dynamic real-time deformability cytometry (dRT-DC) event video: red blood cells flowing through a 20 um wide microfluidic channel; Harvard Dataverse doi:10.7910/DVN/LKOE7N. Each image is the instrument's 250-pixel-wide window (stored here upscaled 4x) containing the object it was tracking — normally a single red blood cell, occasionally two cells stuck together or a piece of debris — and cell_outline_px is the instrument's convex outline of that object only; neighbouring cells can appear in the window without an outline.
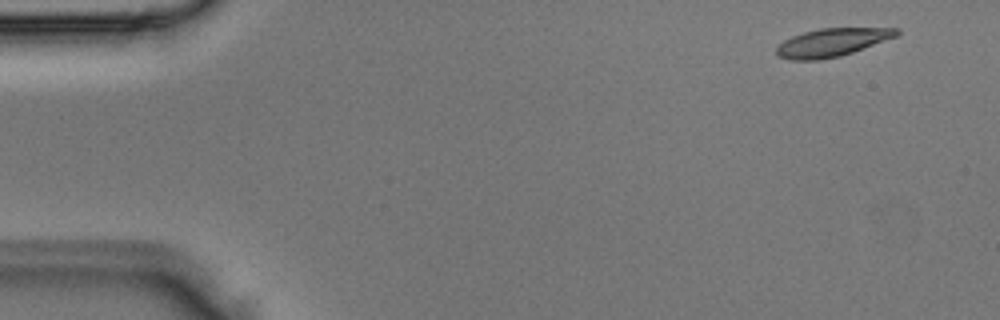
{"species": "Egyptian fruit bat (a non-hibernating species)", "species_latin": "Rousettus aegyptiacus", "temperature_condition": "room temperature", "stored_images_in_passage": 4, "segment_of_instrument_passage": [1, 2], "camera_frame_rate_fps": 3000, "um_per_image_px": 0.085, "animal": {"sex": "male"}, "frame": {"image": 1, "passage_image": 1, "time_ms": 0.0, "image_size_px": [1000, 320], "cell_outline_px": [[900, 32], [896, 36], [852, 52], [840, 56], [820, 60], [792, 60], [780, 56], [776, 52], [776, 48], [784, 40], [792, 36], [804, 32], [820, 28], [900, 28]], "centroid_in_image_um": [70.71, 3.6], "position_along_channel_um": 14.3, "area_um2": 19.42}}